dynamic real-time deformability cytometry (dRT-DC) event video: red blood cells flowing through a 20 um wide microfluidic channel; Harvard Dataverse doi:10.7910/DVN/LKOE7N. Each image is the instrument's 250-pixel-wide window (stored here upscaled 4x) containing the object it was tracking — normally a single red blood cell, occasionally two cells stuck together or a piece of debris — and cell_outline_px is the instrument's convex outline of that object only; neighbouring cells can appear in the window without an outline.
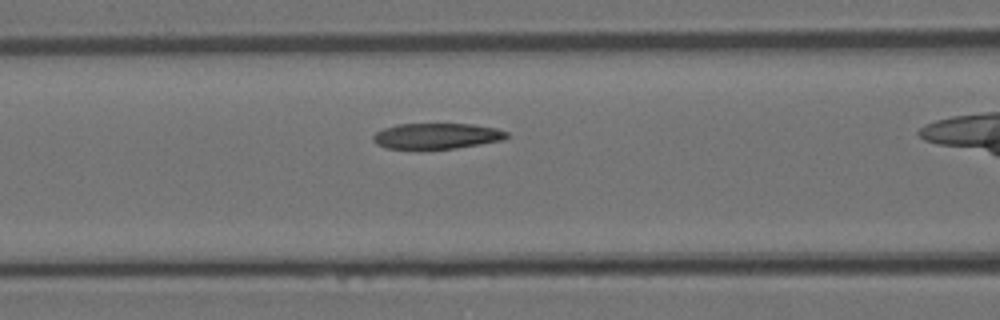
{"species": "Egyptian fruit bat (a non-hibernating species)", "species_latin": "Rousettus aegyptiacus", "temperature_condition": "room temperature", "stored_images_in_passage": 24, "segment_of_instrument_passage": [2, 2], "camera_frame_rate_fps": 3000, "um_per_image_px": 0.085, "animal": {"sex": "female"}, "frame": {"image": 1, "passage_image": 3, "time_ms": 0.667, "image_size_px": [1000, 320], "cell_outline_px": [[508, 136], [504, 140], [456, 148], [388, 148], [376, 144], [372, 140], [372, 136], [376, 132], [384, 128], [396, 124], [472, 124], [496, 128], [508, 132]], "centroid_in_image_um": [37.13, 11.55], "position_along_channel_um": 129.5, "area_um2": 19.88}}
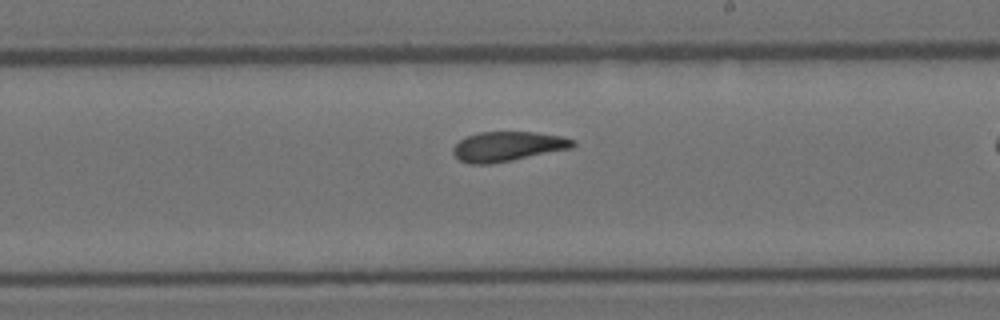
{"frame": {"image": 2, "passage_image": 12, "time_ms": 3.667, "image_size_px": [1000, 320], "cell_outline_px": [[576, 144], [572, 148], [488, 164], [468, 164], [460, 160], [452, 152], [452, 148], [464, 136], [480, 132], [532, 132], [560, 136], [576, 140]], "centroid_in_image_um": [43.12, 12.43], "position_along_channel_um": 245.9, "area_um2": 20.52}}
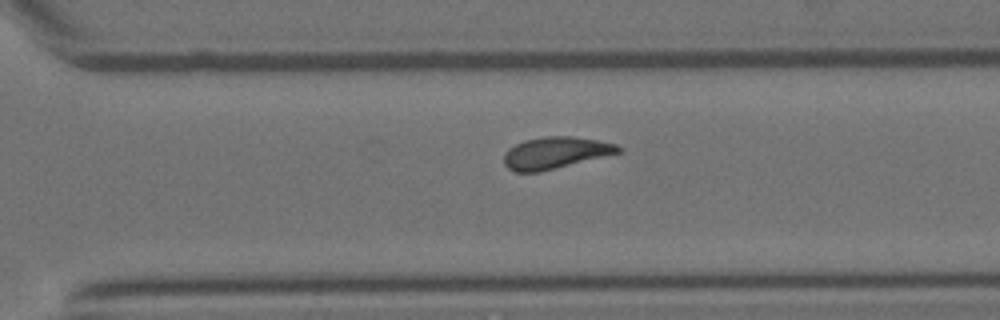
{"frame": {"image": 3, "passage_image": 18, "time_ms": 5.667, "image_size_px": [1000, 320], "cell_outline_px": [[620, 152], [540, 172], [516, 172], [508, 168], [504, 164], [504, 152], [508, 148], [524, 140], [544, 136], [572, 136], [596, 140], [616, 144], [620, 148]], "centroid_in_image_um": [47.15, 12.99], "position_along_channel_um": 323.5, "area_um2": 20.98}}